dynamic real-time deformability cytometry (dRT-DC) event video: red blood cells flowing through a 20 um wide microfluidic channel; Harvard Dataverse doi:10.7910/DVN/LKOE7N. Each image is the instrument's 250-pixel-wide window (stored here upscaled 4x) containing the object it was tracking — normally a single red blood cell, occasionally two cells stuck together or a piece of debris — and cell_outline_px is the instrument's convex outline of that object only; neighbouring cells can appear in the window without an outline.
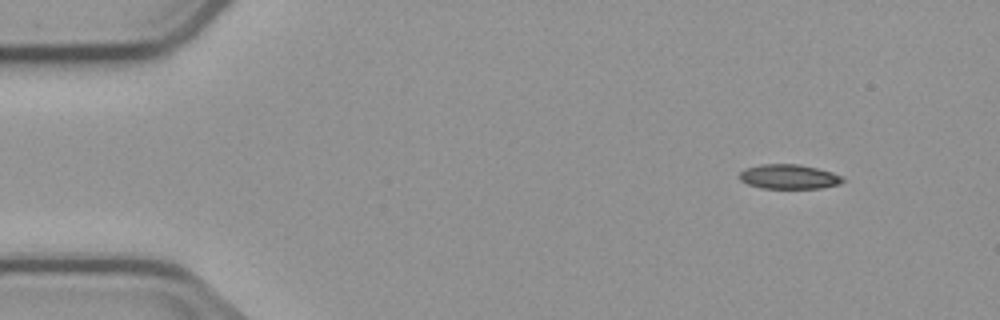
{"species": "common noctule bat (a hibernating species)", "species_latin": "Nyctalus noctula", "temperature_condition": "cold", "stored_images_in_passage": 4, "camera_frame_rate_fps": 3000, "um_per_image_px": 0.085, "animal": {"sex": "male", "body_mass_g": 23.1, "forearm_length_mm": 52.7}, "frame": {"image": 1, "passage_image": 2, "time_ms": 1.333, "image_size_px": [1000, 320], "cell_outline_px": [[844, 180], [840, 184], [820, 188], [764, 188], [748, 184], [740, 180], [740, 172], [744, 168], [760, 164], [800, 164], [832, 172], [844, 176]], "centroid_in_image_um": [67.07, 15.01], "position_along_channel_um": 17.9, "area_um2": 14.8}}
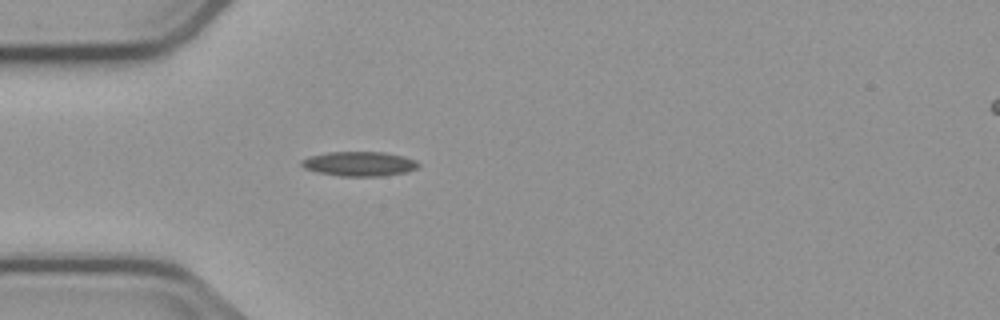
{"frame": {"image": 2, "passage_image": 4, "time_ms": 4.667, "image_size_px": [1000, 320], "cell_outline_px": [[420, 164], [416, 168], [408, 172], [380, 176], [340, 176], [320, 172], [304, 168], [300, 164], [300, 160], [308, 156], [328, 152], [384, 152], [404, 156], [416, 160]], "centroid_in_image_um": [30.54, 13.92], "position_along_channel_um": 54.5, "area_um2": 16.76}}